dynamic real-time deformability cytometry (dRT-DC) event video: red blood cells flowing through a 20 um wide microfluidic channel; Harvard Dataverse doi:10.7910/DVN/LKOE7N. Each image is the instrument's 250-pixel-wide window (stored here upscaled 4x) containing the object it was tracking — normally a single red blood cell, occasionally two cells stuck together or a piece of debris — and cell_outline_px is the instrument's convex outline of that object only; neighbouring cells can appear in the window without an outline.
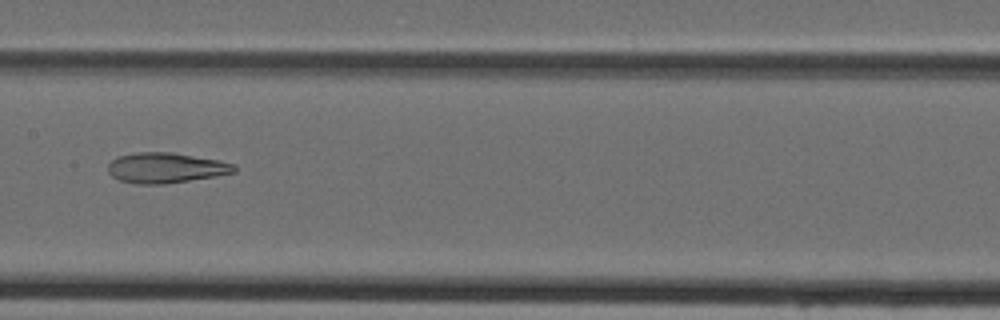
{"species": "Egyptian fruit bat (a non-hibernating species)", "species_latin": "Rousettus aegyptiacus", "temperature_condition": "cold", "stored_images_in_passage": 47, "camera_frame_rate_fps": 3000, "um_per_image_px": 0.085, "animal": {"sex": "female"}, "frame": {"image": 1, "passage_image": 24, "time_ms": 7.667, "image_size_px": [1000, 320], "cell_outline_px": [[236, 172], [216, 176], [164, 184], [136, 184], [120, 180], [112, 176], [108, 172], [108, 164], [112, 160], [120, 156], [136, 152], [168, 152], [216, 160], [232, 164], [236, 168]], "centroid_in_image_um": [14.05, 14.28], "position_along_channel_um": 193.3, "area_um2": 21.96}}
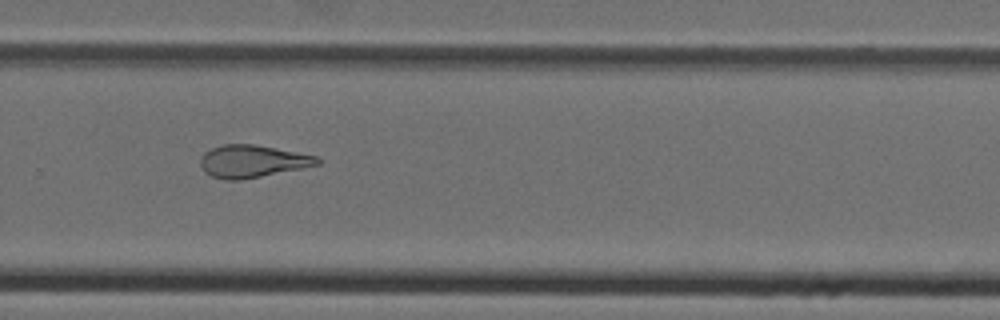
{"frame": {"image": 2, "passage_image": 32, "time_ms": 10.333, "image_size_px": [1000, 320], "cell_outline_px": [[320, 164], [240, 180], [224, 180], [212, 176], [204, 172], [200, 164], [200, 160], [204, 152], [212, 148], [224, 144], [256, 144], [316, 156], [320, 160]], "centroid_in_image_um": [21.4, 13.7], "position_along_channel_um": 308.4, "area_um2": 21.85}}
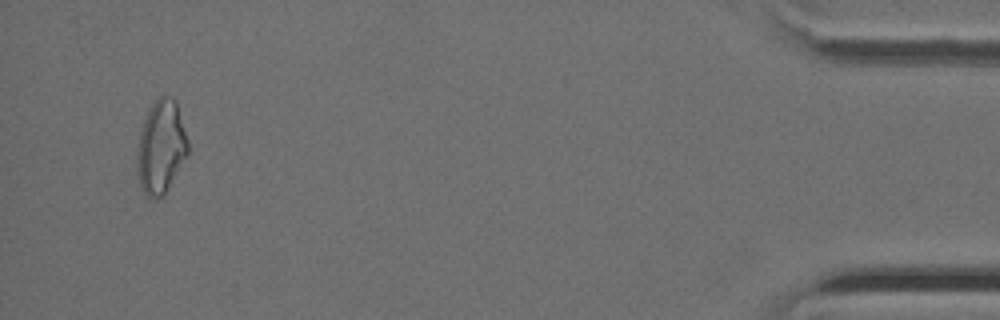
{"frame": {"image": 3, "passage_image": 45, "time_ms": 14.667, "image_size_px": [1000, 320], "cell_outline_px": [[188, 152], [168, 188], [160, 196], [148, 196], [140, 188], [140, 132], [144, 120], [156, 96], [172, 96], [176, 100], [188, 140]], "centroid_in_image_um": [13.74, 12.4], "position_along_channel_um": 421.5, "area_um2": 26.41}}